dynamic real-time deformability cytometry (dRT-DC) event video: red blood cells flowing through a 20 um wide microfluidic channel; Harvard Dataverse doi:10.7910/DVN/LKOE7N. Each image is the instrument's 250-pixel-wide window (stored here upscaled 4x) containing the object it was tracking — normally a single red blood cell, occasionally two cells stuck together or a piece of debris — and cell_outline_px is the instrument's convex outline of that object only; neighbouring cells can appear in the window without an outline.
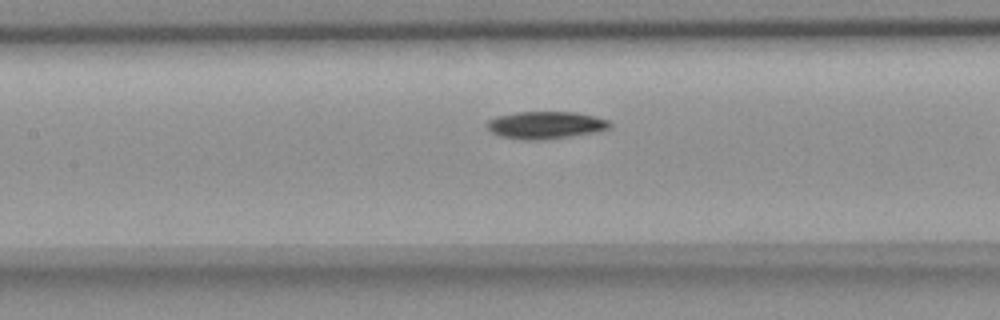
{"species": "common noctule bat (a hibernating species)", "species_latin": "Nyctalus noctula", "temperature_condition": "room temperature", "stored_images_in_passage": 9, "segment_of_instrument_passage": [2, 2], "camera_frame_rate_fps": 3000, "um_per_image_px": 0.085, "animal": {"sex": "female", "body_mass_g": 18.4}, "frame": {"image": 1, "passage_image": 9, "time_ms": 9.333, "image_size_px": [1000, 320], "cell_outline_px": [[612, 128], [596, 132], [540, 140], [524, 140], [500, 136], [492, 132], [484, 124], [488, 120], [496, 116], [516, 112], [576, 112], [608, 120], [612, 124]], "centroid_in_image_um": [46.36, 10.63], "position_along_channel_um": 161.0, "area_um2": 19.59}}